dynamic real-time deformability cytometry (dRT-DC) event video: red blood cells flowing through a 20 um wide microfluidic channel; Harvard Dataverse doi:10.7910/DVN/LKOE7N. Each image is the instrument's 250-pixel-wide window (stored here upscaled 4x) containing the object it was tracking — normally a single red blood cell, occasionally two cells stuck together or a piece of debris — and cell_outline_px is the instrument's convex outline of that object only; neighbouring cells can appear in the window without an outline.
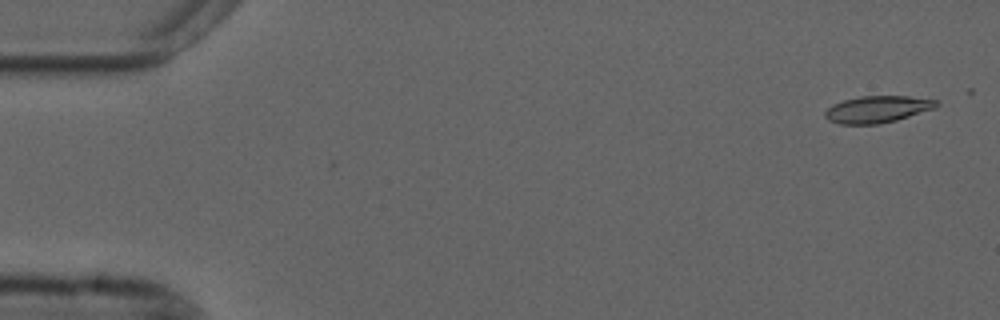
{"species": "common noctule bat (a hibernating species)", "species_latin": "Nyctalus noctula", "temperature_condition": "cold", "stored_images_in_passage": 22, "camera_frame_rate_fps": 3000, "um_per_image_px": 0.085, "animal": {"sex": "male", "forearm_length_mm": 52.5}, "frame": {"image": 1, "passage_image": 1, "time_ms": 0.0, "image_size_px": [1000, 320], "cell_outline_px": [[940, 104], [936, 108], [896, 120], [880, 124], [840, 124], [828, 120], [824, 116], [824, 112], [832, 104], [844, 100], [860, 96], [908, 96], [940, 100]], "centroid_in_image_um": [74.6, 9.28], "position_along_channel_um": 10.4, "area_um2": 17.57}}
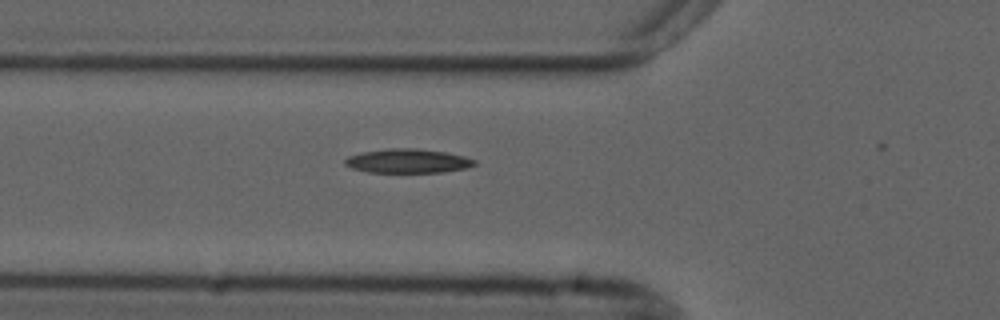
{"frame": {"image": 2, "passage_image": 18, "time_ms": 5.667, "image_size_px": [1000, 320], "cell_outline_px": [[476, 164], [464, 168], [444, 172], [368, 172], [352, 168], [344, 164], [344, 160], [348, 156], [360, 152], [388, 148], [416, 148], [444, 152], [464, 156], [476, 160]], "centroid_in_image_um": [34.62, 13.67], "position_along_channel_um": 91.2, "area_um2": 18.15}}
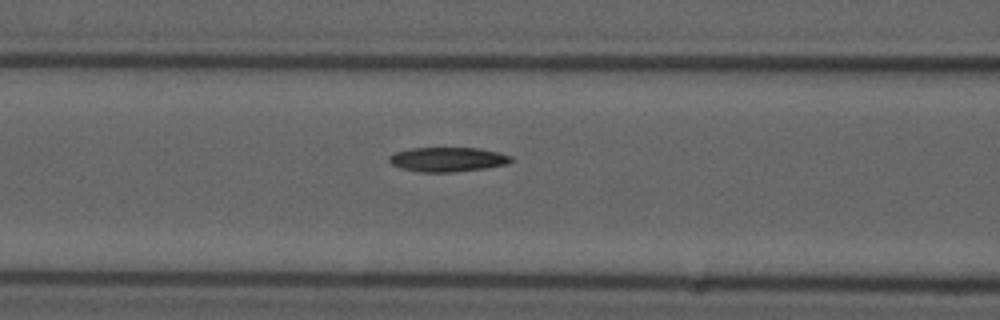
{"frame": {"image": 3, "passage_image": 21, "time_ms": 6.667, "image_size_px": [1000, 320], "cell_outline_px": [[516, 160], [508, 164], [484, 168], [456, 172], [420, 172], [400, 168], [392, 164], [388, 160], [388, 156], [396, 152], [412, 148], [480, 148], [500, 152], [512, 156]], "centroid_in_image_um": [38.1, 13.55], "position_along_channel_um": 128.5, "area_um2": 17.57}}